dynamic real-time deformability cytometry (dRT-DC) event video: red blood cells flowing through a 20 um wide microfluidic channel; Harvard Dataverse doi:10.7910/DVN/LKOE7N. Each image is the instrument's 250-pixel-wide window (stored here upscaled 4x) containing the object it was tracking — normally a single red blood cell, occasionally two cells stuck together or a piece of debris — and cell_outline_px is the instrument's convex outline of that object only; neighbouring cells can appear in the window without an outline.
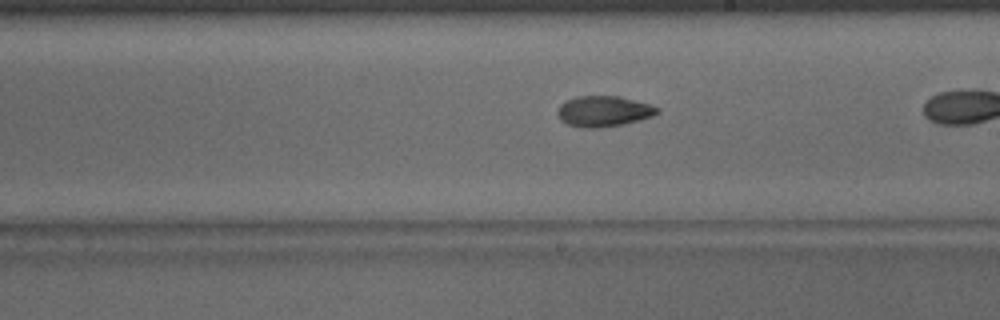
{"species": "common noctule bat (a hibernating species)", "species_latin": "Nyctalus noctula", "temperature_condition": "warm", "stored_images_in_passage": 37, "camera_frame_rate_fps": 3000, "um_per_image_px": 0.085, "animal": {"sex": "male", "body_mass_g": 15.6}, "frame": {"image": 1, "passage_image": 27, "time_ms": 8.667, "image_size_px": [1000, 320], "cell_outline_px": [[660, 112], [652, 116], [624, 124], [600, 128], [580, 128], [568, 124], [560, 120], [556, 112], [556, 108], [560, 104], [576, 96], [620, 96], [648, 104], [660, 108]], "centroid_in_image_um": [51.27, 9.46], "position_along_channel_um": 237.7, "area_um2": 17.98}}